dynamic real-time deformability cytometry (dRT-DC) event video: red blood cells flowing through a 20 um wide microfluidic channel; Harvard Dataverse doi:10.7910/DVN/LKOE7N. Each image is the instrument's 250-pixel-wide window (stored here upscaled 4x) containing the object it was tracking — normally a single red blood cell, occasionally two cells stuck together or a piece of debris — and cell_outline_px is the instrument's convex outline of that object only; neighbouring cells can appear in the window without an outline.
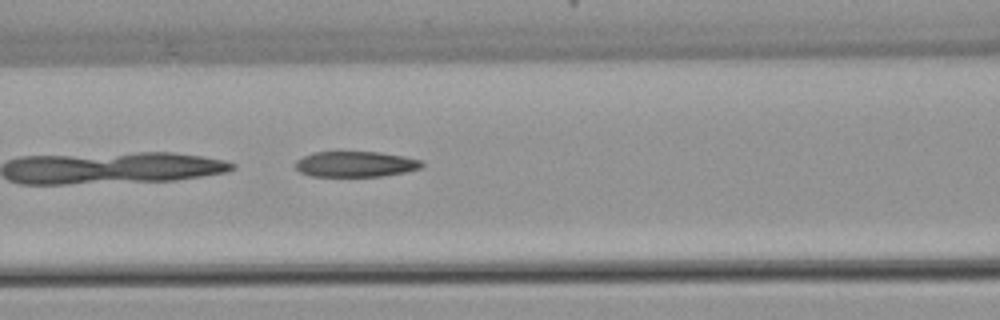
{"species": "common noctule bat (a hibernating species)", "species_latin": "Nyctalus noctula", "temperature_condition": "warm", "stored_images_in_passage": 6, "camera_frame_rate_fps": 3000, "um_per_image_px": 0.085, "animal": {"sex": "female", "body_mass_g": 22.7, "forearm_length_mm": 54.2}, "frame": {"image": 1, "passage_image": 6, "time_ms": 7.0, "image_size_px": [1000, 320], "cell_outline_px": [[424, 164], [420, 168], [404, 172], [380, 176], [308, 176], [300, 172], [292, 164], [296, 160], [312, 152], [380, 152], [404, 156], [420, 160]], "centroid_in_image_um": [30.16, 13.95], "position_along_channel_um": 136.4, "area_um2": 18.9}}